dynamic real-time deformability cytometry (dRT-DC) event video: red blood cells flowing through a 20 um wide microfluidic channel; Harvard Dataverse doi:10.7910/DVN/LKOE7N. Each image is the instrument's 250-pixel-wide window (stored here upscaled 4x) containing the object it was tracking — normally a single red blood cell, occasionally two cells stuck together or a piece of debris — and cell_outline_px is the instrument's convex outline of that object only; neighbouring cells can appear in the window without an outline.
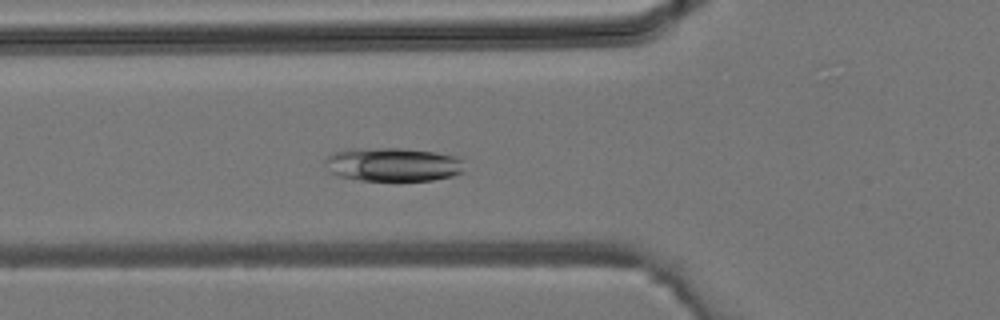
{"species": "common noctule bat (a hibernating species)", "species_latin": "Nyctalus noctula", "temperature_condition": "room temperature", "stored_images_in_passage": 26, "camera_frame_rate_fps": 3000, "um_per_image_px": 0.085, "animal": {"sex": "male", "body_mass_g": 19.2, "forearm_length_mm": 51.8}, "frame": {"image": 1, "passage_image": 5, "time_ms": 1.333, "image_size_px": [1000, 320], "cell_outline_px": [[464, 172], [452, 176], [432, 180], [360, 180], [340, 176], [328, 172], [324, 160], [332, 152], [356, 148], [400, 148], [436, 152], [456, 156], [460, 160]], "centroid_in_image_um": [33.36, 13.97], "position_along_channel_um": 92.4, "area_um2": 27.34}}
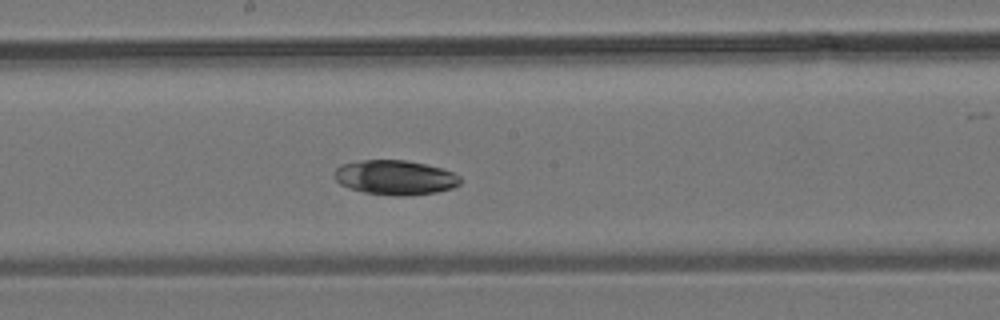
{"frame": {"image": 2, "passage_image": 12, "time_ms": 3.667, "image_size_px": [1000, 320], "cell_outline_px": [[460, 184], [452, 188], [436, 192], [404, 196], [396, 196], [364, 192], [340, 184], [332, 176], [332, 172], [340, 164], [360, 160], [404, 160], [424, 164], [440, 168], [452, 172], [460, 176]], "centroid_in_image_um": [33.54, 15.08], "position_along_channel_um": 214.7, "area_um2": 25.37}}
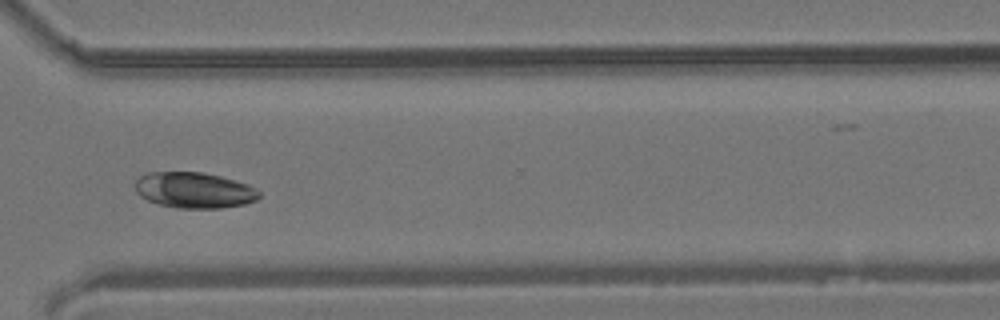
{"frame": {"image": 3, "passage_image": 20, "time_ms": 6.333, "image_size_px": [1000, 320], "cell_outline_px": [[260, 196], [256, 200], [244, 204], [220, 208], [180, 208], [160, 204], [148, 200], [140, 196], [136, 192], [136, 180], [140, 176], [148, 172], [204, 172], [236, 180], [248, 184], [256, 188], [260, 192]], "centroid_in_image_um": [16.53, 16.16], "position_along_channel_um": 354.1, "area_um2": 25.89}}